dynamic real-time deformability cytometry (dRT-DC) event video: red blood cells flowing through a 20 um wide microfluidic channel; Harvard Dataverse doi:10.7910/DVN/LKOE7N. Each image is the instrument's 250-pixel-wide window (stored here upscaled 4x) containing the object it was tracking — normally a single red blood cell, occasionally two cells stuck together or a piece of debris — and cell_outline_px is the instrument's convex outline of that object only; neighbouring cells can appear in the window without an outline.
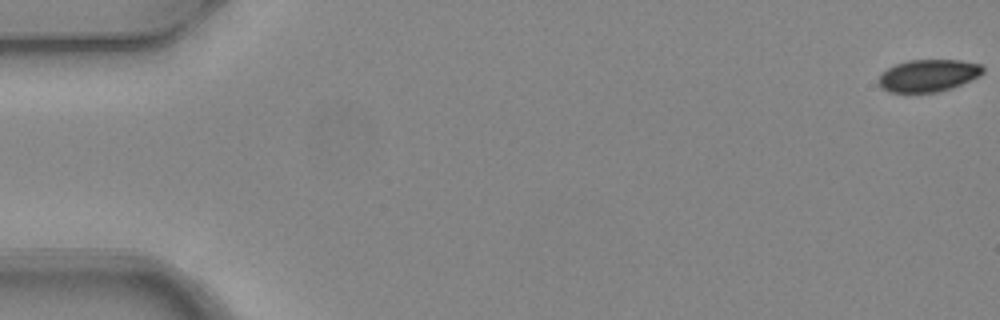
{"species": "common noctule bat (a hibernating species)", "species_latin": "Nyctalus noctula", "temperature_condition": "warm", "stored_images_in_passage": 6, "camera_frame_rate_fps": 3000, "um_per_image_px": 0.085, "animal": {"sex": "female", "body_mass_g": 24.6, "forearm_length_mm": 56.2}, "frame": {"image": 1, "passage_image": 1, "time_ms": 0.0, "image_size_px": [1000, 320], "cell_outline_px": [[984, 72], [980, 76], [952, 88], [936, 92], [888, 92], [880, 88], [876, 80], [880, 72], [896, 64], [908, 60], [960, 60], [980, 64], [984, 68]], "centroid_in_image_um": [78.86, 6.42], "position_along_channel_um": 6.1, "area_um2": 19.83}}
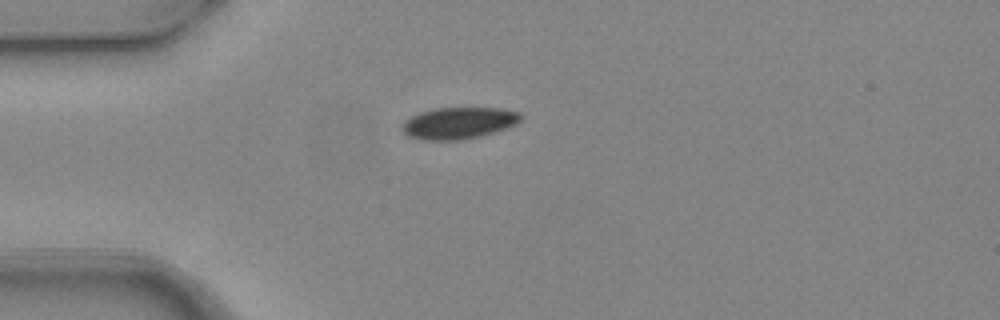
{"frame": {"image": 2, "passage_image": 5, "time_ms": 1.333, "image_size_px": [1000, 320], "cell_outline_px": [[520, 120], [516, 124], [508, 128], [480, 136], [460, 140], [420, 140], [408, 136], [400, 128], [404, 120], [420, 112], [436, 108], [500, 108], [520, 112]], "centroid_in_image_um": [38.96, 10.46], "position_along_channel_um": 46.0, "area_um2": 21.96}}